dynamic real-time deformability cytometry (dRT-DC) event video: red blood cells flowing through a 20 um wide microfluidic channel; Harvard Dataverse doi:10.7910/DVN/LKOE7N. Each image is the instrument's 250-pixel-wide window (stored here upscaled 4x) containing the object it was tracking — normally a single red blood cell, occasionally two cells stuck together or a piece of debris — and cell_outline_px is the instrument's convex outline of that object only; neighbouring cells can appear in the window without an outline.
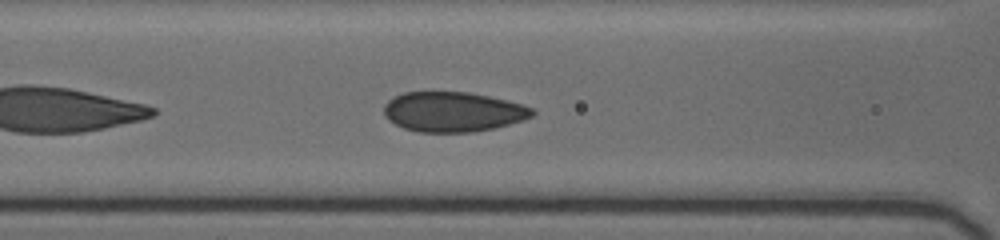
{"species": "human", "species_latin": "Homo sapiens", "temperature_condition": "cold", "stored_images_in_passage": 25, "camera_frame_rate_fps": 3000, "um_per_image_px": 0.085, "donor": {"sex": "female"}, "frame": {"image": 1, "passage_image": 7, "time_ms": 6.0, "image_size_px": [1000, 240], "cell_outline_px": [[536, 112], [532, 116], [524, 120], [496, 128], [472, 132], [420, 132], [404, 128], [388, 120], [384, 116], [384, 104], [388, 100], [404, 92], [468, 92], [488, 96], [520, 104], [532, 108]], "centroid_in_image_um": [38.49, 9.51], "position_along_channel_um": 128.1, "area_um2": 34.45}}
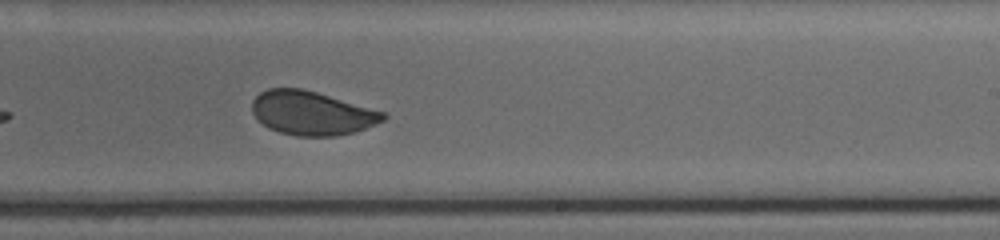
{"frame": {"image": 2, "passage_image": 13, "time_ms": 9.667, "image_size_px": [1000, 240], "cell_outline_px": [[388, 116], [384, 120], [376, 124], [352, 132], [336, 136], [296, 136], [280, 132], [268, 128], [252, 112], [252, 100], [260, 92], [268, 88], [300, 88], [316, 92], [384, 112]], "centroid_in_image_um": [26.48, 9.61], "position_along_channel_um": 262.5, "area_um2": 33.18}}
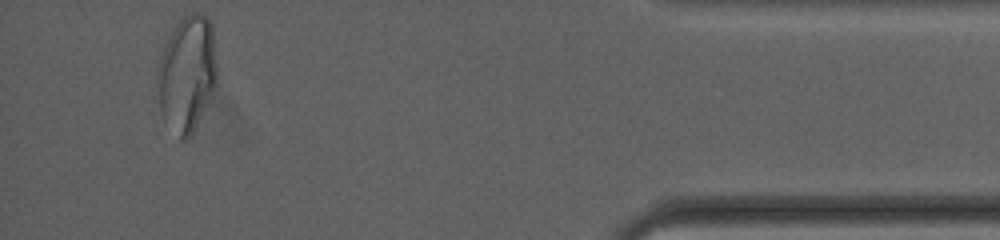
{"frame": {"image": 3, "passage_image": 25, "time_ms": 17.0, "image_size_px": [1000, 240], "cell_outline_px": [[216, 84], [192, 132], [184, 140], [180, 140], [160, 108], [156, 80], [156, 68], [164, 44], [168, 36], [176, 24], [184, 16], [192, 12], [204, 12], [208, 16], [212, 24], [216, 64]], "centroid_in_image_um": [15.88, 6.15], "position_along_channel_um": 419.3, "area_um2": 39.88}, "authors_computed_cell_mechanics": {"area_um2": 34.7378, "velocity_mm_per_s": 3.6657, "shape_relaxation_time_tau1_ms": 2.9929, "shape_relaxation_time_tau2_ms": null, "deformation_change_tau1": 0.0756, "deformation_change_tau2": null}}